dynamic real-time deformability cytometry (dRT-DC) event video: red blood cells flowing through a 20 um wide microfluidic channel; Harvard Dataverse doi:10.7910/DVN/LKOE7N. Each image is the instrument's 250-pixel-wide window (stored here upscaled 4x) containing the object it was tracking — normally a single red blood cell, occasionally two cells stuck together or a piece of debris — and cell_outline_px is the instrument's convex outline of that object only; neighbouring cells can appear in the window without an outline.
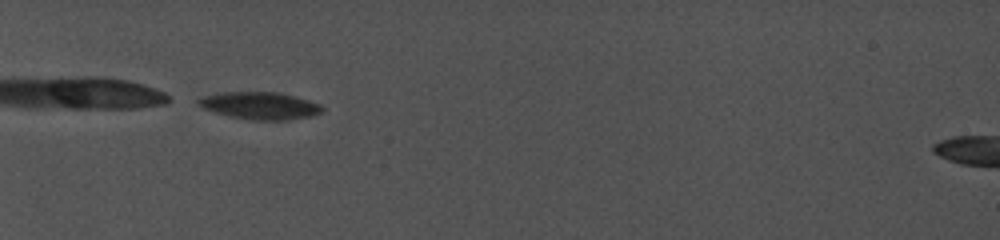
{"species": "common noctule bat (a hibernating species)", "species_latin": "Nyctalus noctula", "temperature_condition": "cold", "stored_images_in_passage": 20, "camera_frame_rate_fps": 5000, "um_per_image_px": 0.085, "animal": {"sex": "female", "body_mass_g": 19.0, "forearm_length_mm": 56.7}, "frame": {"image": 1, "passage_image": 1, "time_ms": 0.0, "image_size_px": [1000, 240], "cell_outline_px": [[324, 112], [308, 116], [288, 120], [256, 120], [232, 116], [216, 112], [204, 108], [196, 100], [204, 96], [220, 92], [280, 92], [308, 100], [320, 104], [324, 108]], "centroid_in_image_um": [22.14, 8.97], "position_along_channel_um": 62.9, "area_um2": 19.42}}
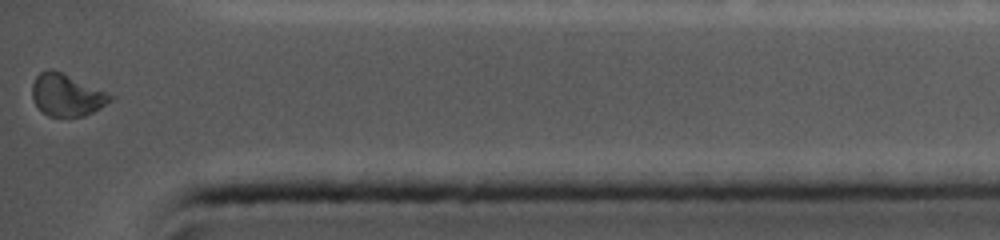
{"frame": {"image": 2, "passage_image": 20, "time_ms": 10.4, "image_size_px": [1000, 240], "cell_outline_px": [[116, 96], [112, 100], [100, 108], [84, 116], [48, 116], [36, 104], [32, 96], [32, 84], [36, 76], [40, 72], [48, 68], [52, 68]], "centroid_in_image_um": [5.67, 8.06], "position_along_channel_um": 429.5, "area_um2": 19.02}, "authors_computed_cell_mechanics": {"area_um2": 19.4208, "velocity_mm_per_s": 3.9191, "shape_relaxation_time_tau1_ms": 2.8167, "shape_relaxation_time_tau2_ms": null, "deformation_change_tau1": 0.0658, "deformation_change_tau2": null}}